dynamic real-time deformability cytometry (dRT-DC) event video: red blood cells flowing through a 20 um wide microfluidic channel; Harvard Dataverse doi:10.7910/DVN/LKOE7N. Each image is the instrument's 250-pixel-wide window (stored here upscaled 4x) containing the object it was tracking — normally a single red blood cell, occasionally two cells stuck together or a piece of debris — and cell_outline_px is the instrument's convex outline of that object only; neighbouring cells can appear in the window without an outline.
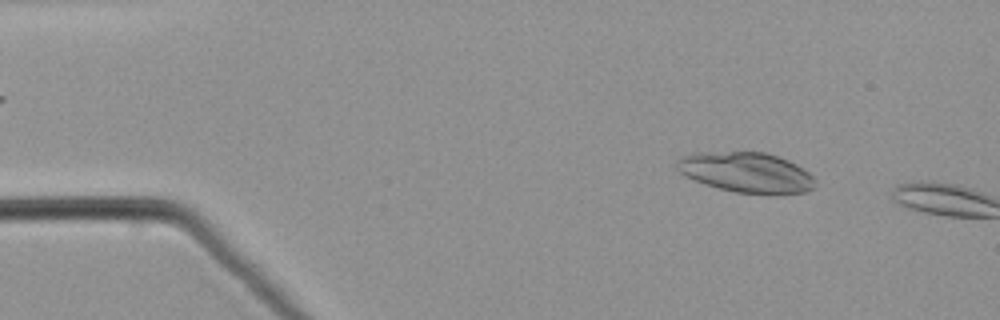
{"species": "common noctule bat (a hibernating species)", "species_latin": "Nyctalus noctula", "temperature_condition": "warm", "stored_images_in_passage": 9, "camera_frame_rate_fps": 3000, "um_per_image_px": 0.085, "animal": {"sex": "male", "body_mass_g": 21.5, "forearm_length_mm": 52.0}, "frame": {"image": 1, "passage_image": 7, "time_ms": 2.0, "image_size_px": [1000, 320], "cell_outline_px": [[816, 180], [812, 188], [804, 192], [736, 192], [704, 184], [684, 176], [676, 168], [676, 160], [684, 156], [696, 152], [768, 152], [788, 160], [796, 164], [808, 172]], "centroid_in_image_um": [63.38, 14.61], "position_along_channel_um": 21.6, "area_um2": 31.85}}